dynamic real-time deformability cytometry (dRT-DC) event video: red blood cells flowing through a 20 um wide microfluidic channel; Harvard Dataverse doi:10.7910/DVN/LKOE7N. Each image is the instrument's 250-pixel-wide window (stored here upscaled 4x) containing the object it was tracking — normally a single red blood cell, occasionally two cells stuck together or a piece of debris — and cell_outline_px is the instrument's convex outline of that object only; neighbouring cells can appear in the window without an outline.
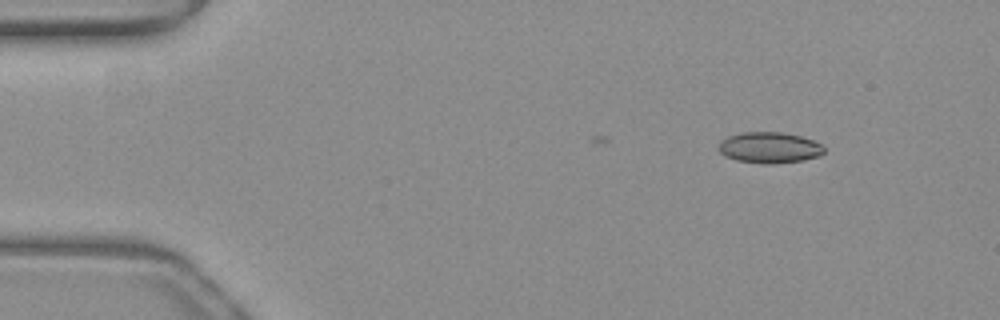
{"species": "common noctule bat (a hibernating species)", "species_latin": "Nyctalus noctula", "temperature_condition": "warm", "stored_images_in_passage": 3, "camera_frame_rate_fps": 3000, "um_per_image_px": 0.085, "animal": {"sex": "female", "body_mass_g": 19.3, "forearm_length_mm": 54.1}, "frame": {"image": 1, "passage_image": 3, "time_ms": 0.667, "image_size_px": [1000, 320], "cell_outline_px": [[824, 152], [820, 156], [804, 160], [772, 164], [764, 164], [736, 160], [724, 156], [720, 152], [720, 140], [728, 136], [740, 132], [780, 132], [800, 136], [812, 140], [820, 144], [824, 148]], "centroid_in_image_um": [65.39, 12.55], "position_along_channel_um": 19.6, "area_um2": 19.07}}